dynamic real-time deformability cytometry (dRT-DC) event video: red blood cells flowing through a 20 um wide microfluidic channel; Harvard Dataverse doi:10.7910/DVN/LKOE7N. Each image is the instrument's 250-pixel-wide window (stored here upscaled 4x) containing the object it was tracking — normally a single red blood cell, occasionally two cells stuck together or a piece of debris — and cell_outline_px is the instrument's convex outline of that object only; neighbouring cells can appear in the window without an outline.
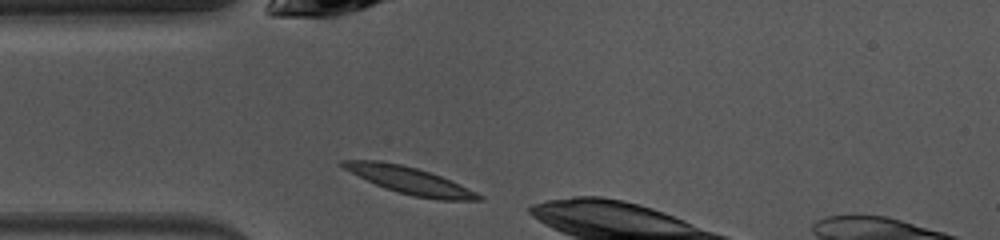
{"species": "common noctule bat (a hibernating species)", "species_latin": "Nyctalus noctula", "temperature_condition": "warm", "stored_images_in_passage": 5, "camera_frame_rate_fps": 3000, "um_per_image_px": 0.085, "animal": {"sex": "female", "body_mass_g": 10.0, "forearm_length_mm": 53.1}, "frame": {"image": 1, "passage_image": 1, "time_ms": 0.0, "image_size_px": [1000, 240], "cell_outline_px": [[484, 200], [436, 200], [412, 196], [384, 188], [344, 168], [340, 164], [340, 160], [380, 160], [400, 164], [416, 168], [440, 176], [476, 192], [484, 196]], "centroid_in_image_um": [34.84, 15.35], "position_along_channel_um": 50.2, "area_um2": 21.04}}
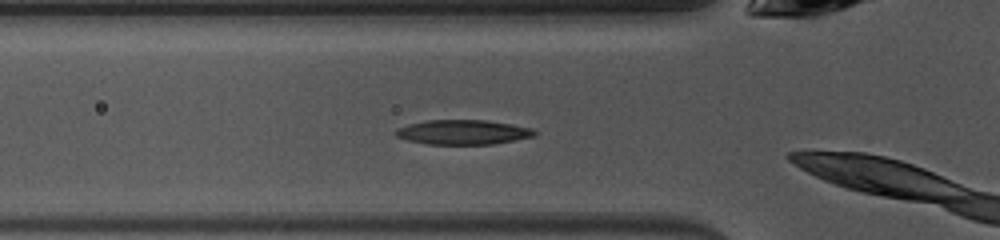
{"frame": {"image": 2, "passage_image": 4, "time_ms": 1.0, "image_size_px": [1000, 240], "cell_outline_px": [[536, 136], [492, 144], [428, 144], [408, 140], [396, 136], [392, 132], [396, 128], [408, 124], [428, 120], [484, 120], [512, 124], [532, 128], [536, 132]], "centroid_in_image_um": [39.33, 11.23], "position_along_channel_um": 86.5, "area_um2": 19.94}}